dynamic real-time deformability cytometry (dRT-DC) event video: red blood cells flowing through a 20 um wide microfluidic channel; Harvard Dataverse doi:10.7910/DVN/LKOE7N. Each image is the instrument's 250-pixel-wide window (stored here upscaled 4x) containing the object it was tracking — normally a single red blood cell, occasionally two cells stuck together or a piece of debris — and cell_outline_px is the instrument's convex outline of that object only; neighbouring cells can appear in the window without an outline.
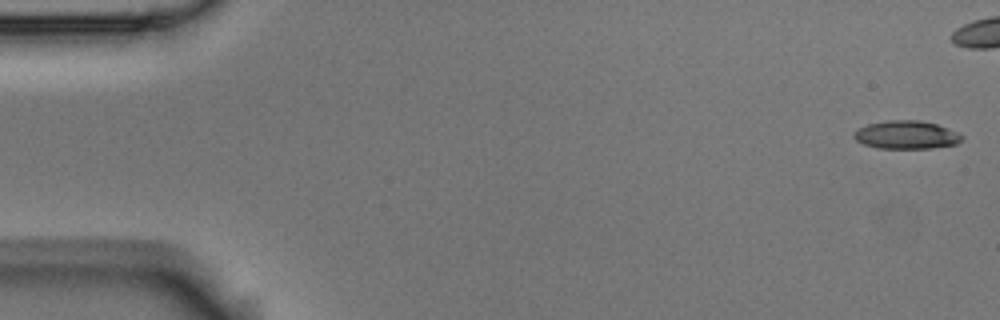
{"species": "Egyptian fruit bat (a non-hibernating species)", "species_latin": "Rousettus aegyptiacus", "temperature_condition": "room temperature", "stored_images_in_passage": 5, "camera_frame_rate_fps": 3000, "um_per_image_px": 0.085, "animal": {"sex": "male"}, "frame": {"image": 1, "passage_image": 1, "time_ms": 0.0, "image_size_px": [1000, 320], "cell_outline_px": [[964, 136], [956, 144], [932, 148], [876, 148], [864, 144], [856, 140], [852, 136], [852, 132], [856, 128], [868, 124], [888, 120], [920, 120], [936, 124], [960, 132]], "centroid_in_image_um": [77.02, 11.45], "position_along_channel_um": 8.0, "area_um2": 17.92}}
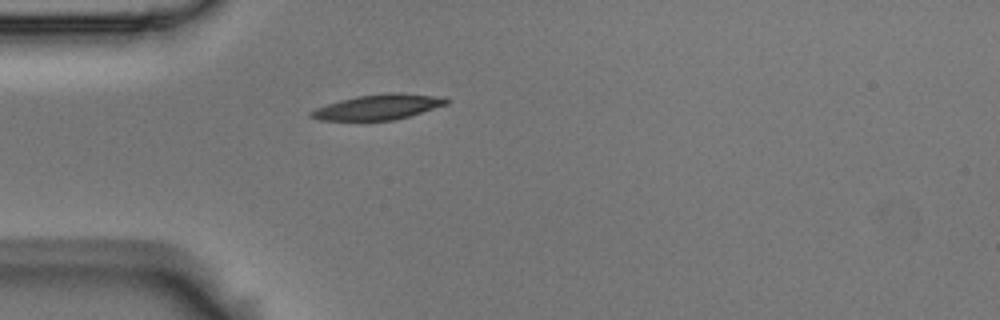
{"frame": {"image": 2, "passage_image": 5, "time_ms": 1.333, "image_size_px": [1000, 320], "cell_outline_px": [[452, 100], [448, 104], [408, 116], [392, 120], [320, 120], [308, 116], [308, 112], [316, 108], [340, 100], [356, 96], [388, 92], [392, 92], [444, 96]], "centroid_in_image_um": [32.18, 9.08], "position_along_channel_um": 52.8, "area_um2": 19.94}}